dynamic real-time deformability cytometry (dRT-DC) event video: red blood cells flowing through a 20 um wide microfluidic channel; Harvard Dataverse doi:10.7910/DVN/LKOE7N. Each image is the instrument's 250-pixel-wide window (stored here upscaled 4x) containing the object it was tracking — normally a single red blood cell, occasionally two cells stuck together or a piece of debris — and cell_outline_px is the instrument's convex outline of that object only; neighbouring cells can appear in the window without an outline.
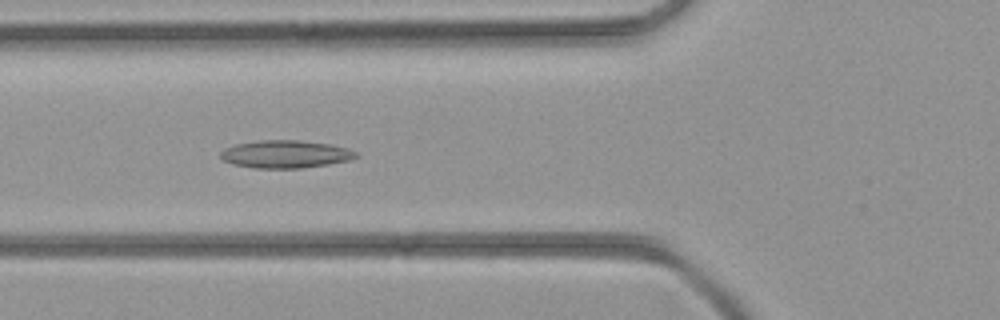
{"species": "common noctule bat (a hibernating species)", "species_latin": "Nyctalus noctula", "temperature_condition": "room temperature", "stored_images_in_passage": 32, "camera_frame_rate_fps": 3000, "um_per_image_px": 0.085, "animal": {"sex": "female", "body_mass_g": 21.9}, "frame": {"image": 1, "passage_image": 5, "time_ms": 1.333, "image_size_px": [1000, 320], "cell_outline_px": [[360, 156], [352, 160], [304, 168], [252, 168], [232, 164], [224, 160], [220, 156], [220, 152], [224, 148], [236, 144], [260, 140], [300, 140], [328, 144], [348, 148], [356, 152]], "centroid_in_image_um": [24.28, 13.11], "position_along_channel_um": 101.5, "area_um2": 22.02}}
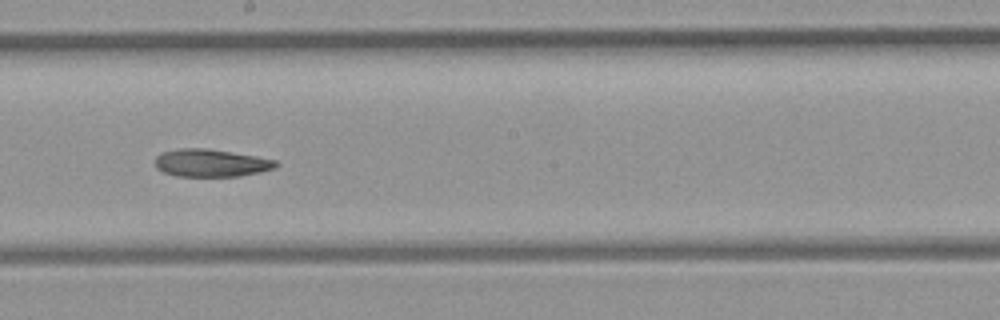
{"frame": {"image": 2, "passage_image": 13, "time_ms": 4.0, "image_size_px": [1000, 320], "cell_outline_px": [[280, 164], [276, 168], [260, 172], [240, 176], [176, 176], [164, 172], [156, 168], [156, 156], [160, 152], [180, 148], [208, 148], [256, 156], [276, 160]], "centroid_in_image_um": [17.95, 13.84], "position_along_channel_um": 230.3, "area_um2": 19.59}}
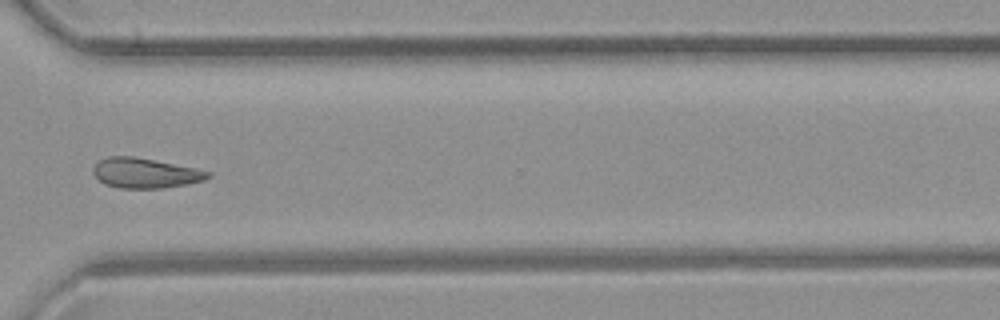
{"frame": {"image": 3, "passage_image": 21, "time_ms": 6.667, "image_size_px": [1000, 320], "cell_outline_px": [[212, 176], [204, 180], [188, 184], [160, 188], [120, 188], [104, 184], [92, 172], [92, 168], [100, 160], [108, 156], [132, 156], [196, 168], [212, 172]], "centroid_in_image_um": [12.36, 14.71], "position_along_channel_um": 358.2, "area_um2": 20.0}}